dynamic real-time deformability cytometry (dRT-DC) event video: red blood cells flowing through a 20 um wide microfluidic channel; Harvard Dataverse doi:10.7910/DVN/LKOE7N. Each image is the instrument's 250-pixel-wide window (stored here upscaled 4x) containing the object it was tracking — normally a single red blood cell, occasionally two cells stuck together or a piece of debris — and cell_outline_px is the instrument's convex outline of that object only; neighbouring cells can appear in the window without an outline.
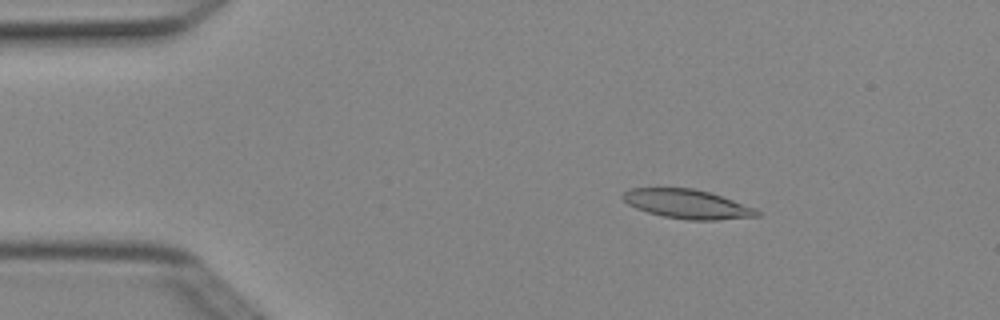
{"species": "Egyptian fruit bat (a non-hibernating species)", "species_latin": "Rousettus aegyptiacus", "temperature_condition": "cold", "stored_images_in_passage": 5, "camera_frame_rate_fps": 3000, "um_per_image_px": 0.085, "animal": {"sex": "female"}, "frame": {"image": 1, "passage_image": 3, "time_ms": 0.667, "image_size_px": [1000, 320], "cell_outline_px": [[760, 216], [716, 220], [688, 220], [664, 216], [648, 212], [636, 208], [628, 204], [620, 196], [628, 188], [692, 188], [708, 192], [756, 208], [760, 212]], "centroid_in_image_um": [58.4, 17.34], "position_along_channel_um": 26.6, "area_um2": 22.6}}
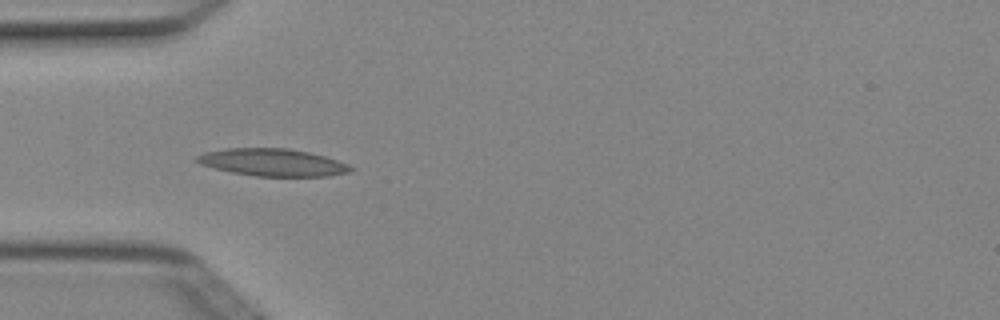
{"frame": {"image": 2, "passage_image": 5, "time_ms": 1.333, "image_size_px": [1000, 320], "cell_outline_px": [[356, 168], [352, 172], [328, 176], [256, 176], [232, 172], [200, 164], [196, 160], [196, 156], [204, 152], [228, 148], [288, 148], [308, 152], [324, 156], [348, 164]], "centroid_in_image_um": [23.21, 13.8], "position_along_channel_um": 61.8, "area_um2": 24.45}}